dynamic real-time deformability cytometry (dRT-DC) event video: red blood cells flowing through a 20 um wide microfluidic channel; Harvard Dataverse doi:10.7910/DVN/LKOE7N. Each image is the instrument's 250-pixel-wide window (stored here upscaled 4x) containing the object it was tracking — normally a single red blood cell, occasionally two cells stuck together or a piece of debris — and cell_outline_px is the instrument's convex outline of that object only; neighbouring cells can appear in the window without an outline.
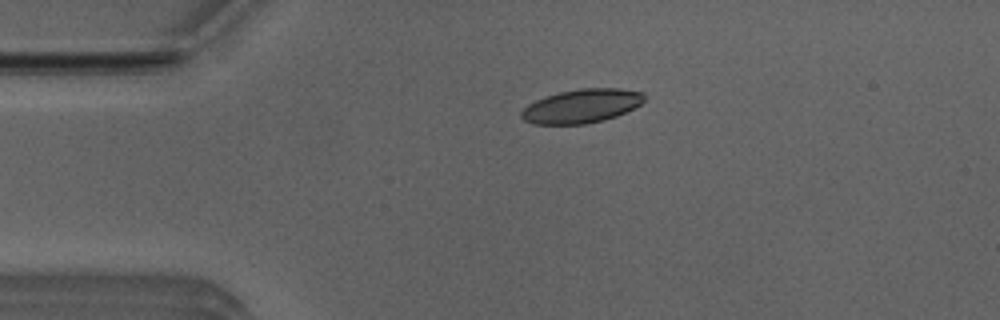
{"species": "Egyptian fruit bat (a non-hibernating species)", "species_latin": "Rousettus aegyptiacus", "temperature_condition": "room temperature", "stored_images_in_passage": 3, "camera_frame_rate_fps": 3000, "um_per_image_px": 0.085, "animal": {"sex": "male"}, "frame": {"image": 1, "passage_image": 2, "time_ms": 0.333, "image_size_px": [1000, 320], "cell_outline_px": [[644, 100], [640, 104], [616, 116], [604, 120], [584, 124], [532, 124], [524, 120], [520, 116], [520, 112], [528, 104], [536, 100], [560, 92], [580, 88], [620, 88], [644, 92]], "centroid_in_image_um": [49.42, 9.01], "position_along_channel_um": 35.6, "area_um2": 24.1}}